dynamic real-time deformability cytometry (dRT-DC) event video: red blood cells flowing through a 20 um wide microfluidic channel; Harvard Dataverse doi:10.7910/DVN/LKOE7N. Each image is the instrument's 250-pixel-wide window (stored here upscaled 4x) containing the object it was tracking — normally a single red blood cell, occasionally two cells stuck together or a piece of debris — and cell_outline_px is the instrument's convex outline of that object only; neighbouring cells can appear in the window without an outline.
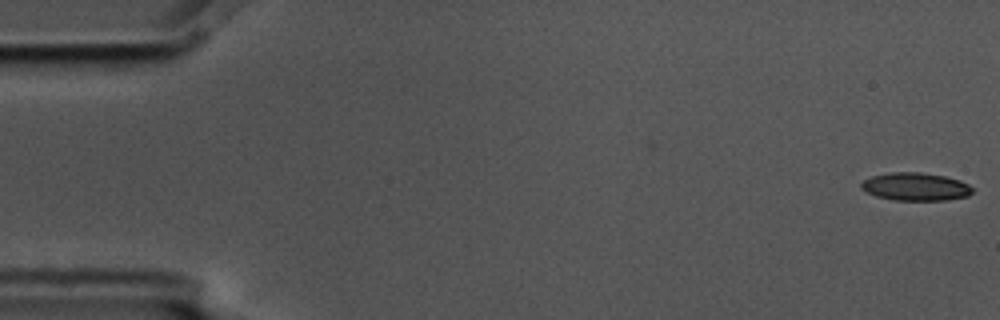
{"species": "common noctule bat (a hibernating species)", "species_latin": "Nyctalus noctula", "temperature_condition": "cold", "stored_images_in_passage": 6, "camera_frame_rate_fps": 3000, "um_per_image_px": 0.085, "animal": {"sex": "male", "body_mass_g": 17.5, "forearm_length_mm": 52.3}, "frame": {"image": 1, "passage_image": 1, "time_ms": 0.0, "image_size_px": [1000, 320], "cell_outline_px": [[972, 192], [968, 196], [944, 200], [896, 200], [876, 196], [860, 188], [860, 184], [864, 180], [872, 176], [892, 172], [920, 172], [944, 176], [960, 180], [968, 184], [972, 188]], "centroid_in_image_um": [77.82, 15.86], "position_along_channel_um": 7.2, "area_um2": 17.98}}
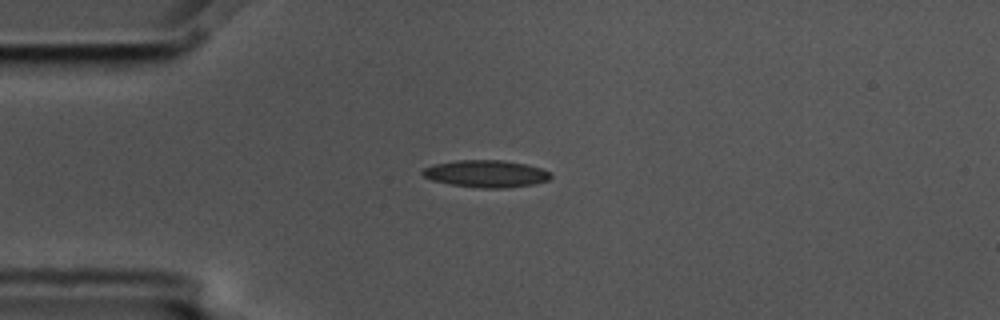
{"frame": {"image": 2, "passage_image": 4, "time_ms": 1.0, "image_size_px": [1000, 320], "cell_outline_px": [[552, 176], [548, 180], [536, 184], [504, 188], [480, 188], [452, 184], [432, 180], [424, 176], [420, 172], [424, 168], [436, 164], [456, 160], [504, 160], [524, 164], [540, 168], [552, 172]], "centroid_in_image_um": [41.35, 14.77], "position_along_channel_um": 43.7, "area_um2": 20.23}}